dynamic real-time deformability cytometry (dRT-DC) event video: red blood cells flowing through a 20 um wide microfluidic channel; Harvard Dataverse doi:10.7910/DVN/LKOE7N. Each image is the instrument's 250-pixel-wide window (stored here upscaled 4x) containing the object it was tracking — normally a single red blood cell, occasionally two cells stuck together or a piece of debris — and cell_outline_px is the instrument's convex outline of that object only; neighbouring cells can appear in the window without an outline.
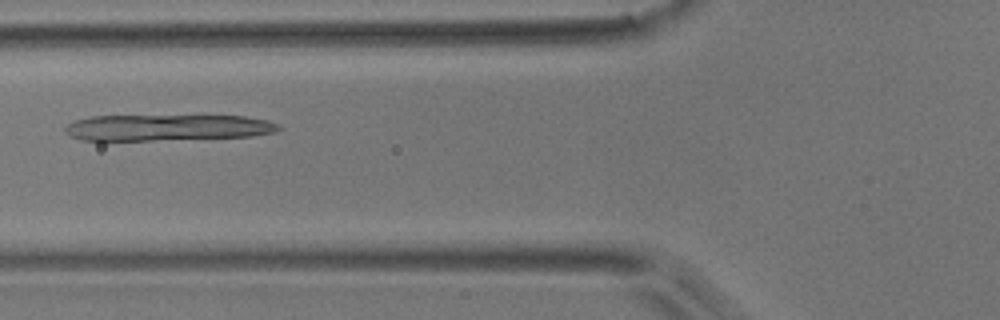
{"species": "common noctule bat (a hibernating species)", "species_latin": "Nyctalus noctula", "temperature_condition": "room temperature", "stored_images_in_passage": 5, "camera_frame_rate_fps": 3000, "um_per_image_px": 0.085, "animal": {"sex": "male", "body_mass_g": 17.9}, "frame": {"image": 1, "passage_image": 5, "time_ms": 4.667, "image_size_px": [1000, 320], "cell_outline_px": [[280, 128], [276, 132], [252, 136], [152, 140], [80, 140], [68, 136], [64, 132], [64, 128], [68, 124], [76, 120], [92, 116], [244, 116], [268, 120], [276, 124]], "centroid_in_image_um": [14.18, 10.84], "position_along_channel_um": 111.6, "area_um2": 32.48}}